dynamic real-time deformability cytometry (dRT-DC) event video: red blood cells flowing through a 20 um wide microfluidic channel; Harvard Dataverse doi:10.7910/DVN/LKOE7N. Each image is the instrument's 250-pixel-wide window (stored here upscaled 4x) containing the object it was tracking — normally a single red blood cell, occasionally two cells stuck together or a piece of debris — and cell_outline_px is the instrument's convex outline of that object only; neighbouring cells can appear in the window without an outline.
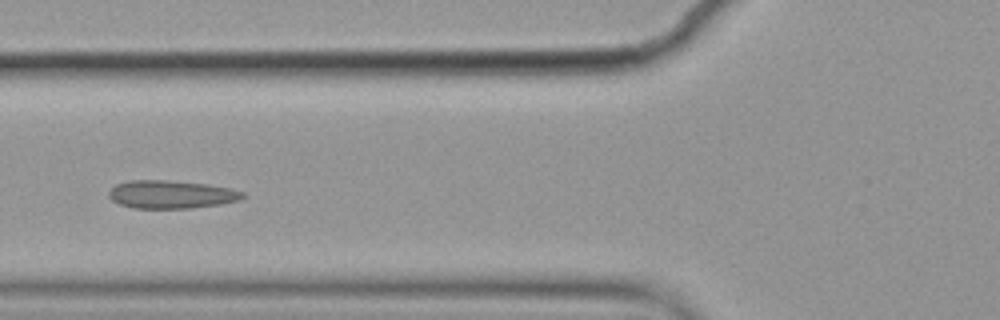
{"species": "common noctule bat (a hibernating species)", "species_latin": "Nyctalus noctula", "temperature_condition": "cold", "stored_images_in_passage": 8, "camera_frame_rate_fps": 3000, "um_per_image_px": 0.085, "animal": {"sex": "female", "body_mass_g": 19.9}, "frame": {"image": 1, "passage_image": 7, "time_ms": 2.0, "image_size_px": [1000, 320], "cell_outline_px": [[248, 196], [240, 200], [220, 204], [192, 208], [132, 208], [120, 204], [112, 200], [108, 196], [108, 192], [116, 184], [128, 180], [164, 180], [208, 184], [232, 188], [244, 192]], "centroid_in_image_um": [14.59, 16.52], "position_along_channel_um": 111.2, "area_um2": 22.08}}
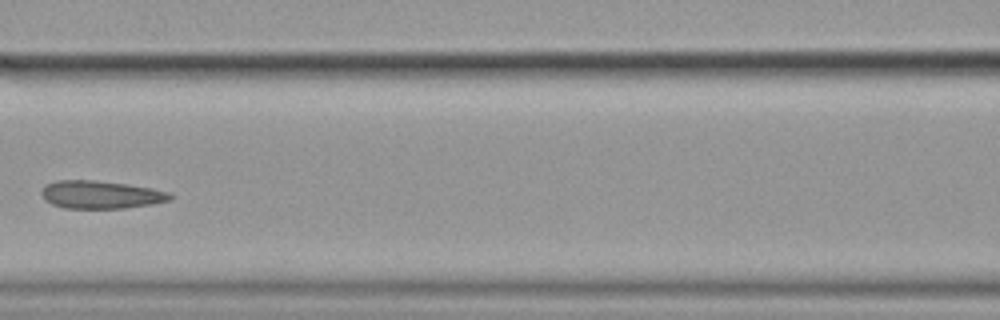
{"frame": {"image": 2, "passage_image": 8, "time_ms": 2.333, "image_size_px": [1000, 320], "cell_outline_px": [[172, 200], [152, 204], [124, 208], [64, 208], [52, 204], [44, 200], [40, 192], [44, 184], [56, 180], [96, 180], [128, 184], [152, 188], [172, 192]], "centroid_in_image_um": [8.56, 16.54], "position_along_channel_um": 158.0, "area_um2": 21.21}}